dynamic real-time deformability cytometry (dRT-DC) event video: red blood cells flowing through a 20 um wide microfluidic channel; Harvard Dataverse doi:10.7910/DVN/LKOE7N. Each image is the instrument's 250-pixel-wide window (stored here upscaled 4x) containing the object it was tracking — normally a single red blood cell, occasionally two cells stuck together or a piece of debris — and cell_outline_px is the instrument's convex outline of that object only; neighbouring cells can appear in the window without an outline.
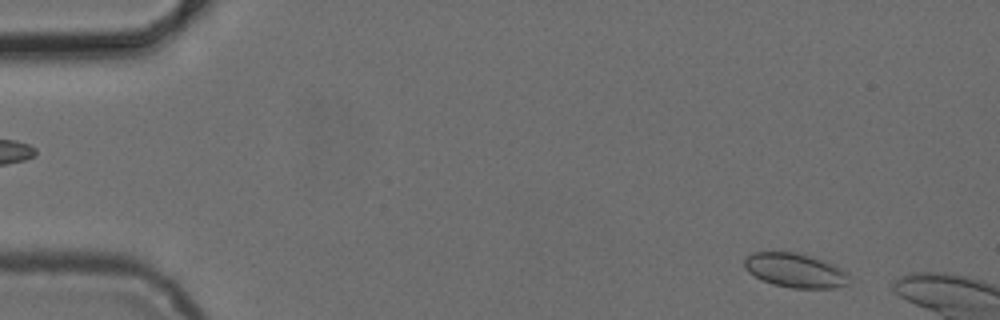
{"species": "common noctule bat (a hibernating species)", "species_latin": "Nyctalus noctula", "temperature_condition": "cold", "stored_images_in_passage": 5, "camera_frame_rate_fps": 3000, "um_per_image_px": 0.085, "animal": {"sex": "female", "body_mass_g": 24.6, "forearm_length_mm": 56.2}, "frame": {"image": 1, "passage_image": 5, "time_ms": 6.0, "image_size_px": [1000, 320], "cell_outline_px": [[848, 284], [836, 288], [792, 288], [772, 284], [748, 272], [744, 268], [744, 260], [752, 252], [804, 252], [836, 264], [848, 272]], "centroid_in_image_um": [67.64, 22.96], "position_along_channel_um": 17.4, "area_um2": 21.33}}